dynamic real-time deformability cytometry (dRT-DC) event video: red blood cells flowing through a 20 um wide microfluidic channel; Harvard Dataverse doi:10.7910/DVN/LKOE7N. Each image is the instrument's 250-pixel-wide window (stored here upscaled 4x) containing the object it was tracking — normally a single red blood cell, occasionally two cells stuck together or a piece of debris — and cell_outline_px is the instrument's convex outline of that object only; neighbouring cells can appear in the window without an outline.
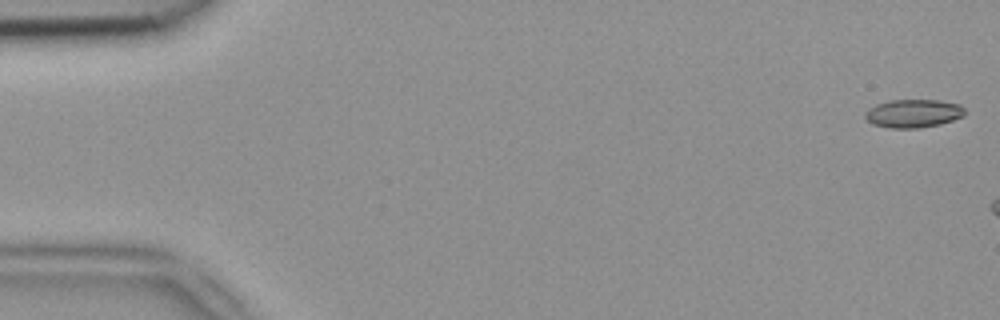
{"species": "common noctule bat (a hibernating species)", "species_latin": "Nyctalus noctula", "temperature_condition": "room temperature", "stored_images_in_passage": 10, "camera_frame_rate_fps": 3000, "um_per_image_px": 0.085, "animal": {"sex": "female", "body_mass_g": 18.4}, "frame": {"image": 1, "passage_image": 1, "time_ms": 0.0, "image_size_px": [1000, 320], "cell_outline_px": [[964, 116], [940, 124], [920, 128], [888, 128], [872, 124], [864, 116], [864, 112], [868, 108], [876, 104], [888, 100], [940, 100], [960, 104], [964, 108]], "centroid_in_image_um": [77.61, 9.64], "position_along_channel_um": 7.4, "area_um2": 16.59}}